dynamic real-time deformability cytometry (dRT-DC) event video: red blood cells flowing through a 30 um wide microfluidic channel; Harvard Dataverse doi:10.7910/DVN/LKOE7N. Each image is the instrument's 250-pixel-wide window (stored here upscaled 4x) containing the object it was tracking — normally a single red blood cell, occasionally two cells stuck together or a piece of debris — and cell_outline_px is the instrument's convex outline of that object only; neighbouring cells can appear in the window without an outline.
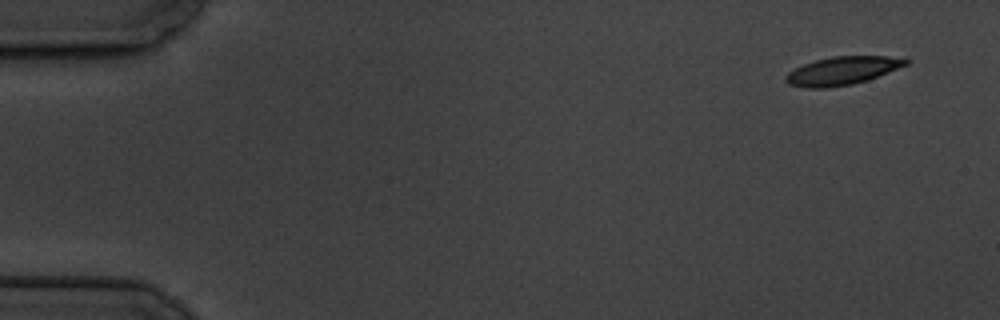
{"species": "common noctule bat (a hibernating species)", "species_latin": "Nyctalus noctula", "temperature_condition": "cold", "stored_images_in_passage": 5, "camera_frame_rate_fps": 3000, "um_per_image_px": 0.085, "animal": {"sex": "male", "body_mass_g": 19.5, "forearm_length_mm": 54.6}, "frame": {"image": 1, "passage_image": 1, "time_ms": 0.0, "image_size_px": [1000, 320], "cell_outline_px": [[908, 64], [868, 80], [852, 84], [824, 88], [804, 88], [788, 84], [784, 80], [784, 76], [788, 72], [804, 64], [816, 60], [832, 56], [908, 56]], "centroid_in_image_um": [71.61, 6.0], "position_along_channel_um": 13.4, "area_um2": 19.88}}
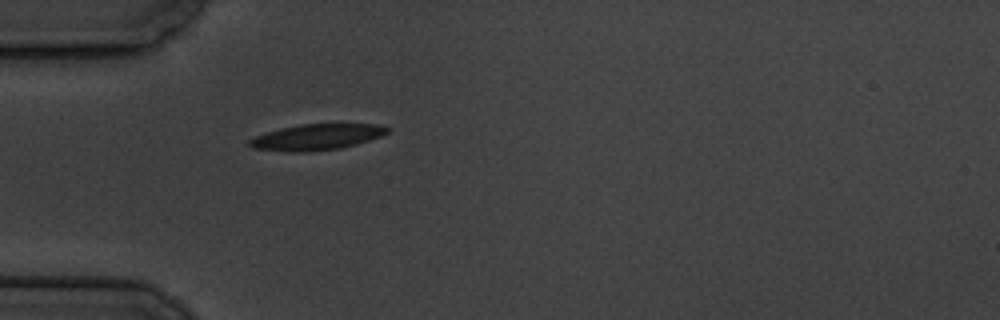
{"frame": {"image": 2, "passage_image": 5, "time_ms": 4.667, "image_size_px": [1000, 320], "cell_outline_px": [[392, 128], [388, 132], [380, 136], [356, 144], [340, 148], [304, 152], [288, 152], [252, 148], [248, 144], [248, 140], [256, 136], [280, 128], [300, 124], [380, 124]], "centroid_in_image_um": [26.92, 11.64], "position_along_channel_um": 58.1, "area_um2": 20.81}}